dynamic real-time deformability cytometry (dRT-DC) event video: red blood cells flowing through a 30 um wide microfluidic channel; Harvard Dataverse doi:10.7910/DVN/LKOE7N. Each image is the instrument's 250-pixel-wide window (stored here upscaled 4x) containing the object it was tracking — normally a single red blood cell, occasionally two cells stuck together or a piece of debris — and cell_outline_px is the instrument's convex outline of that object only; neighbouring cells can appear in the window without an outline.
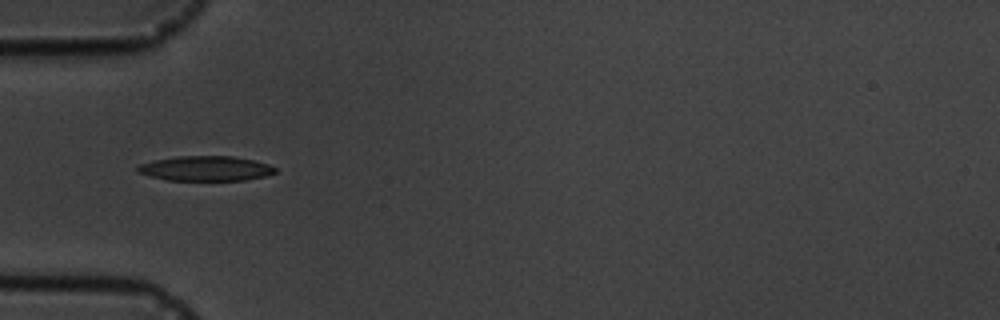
{"species": "common noctule bat (a hibernating species)", "species_latin": "Nyctalus noctula", "temperature_condition": "cold", "stored_images_in_passage": 16, "camera_frame_rate_fps": 3000, "um_per_image_px": 0.085, "animal": {"sex": "male", "body_mass_g": 19.5, "forearm_length_mm": 54.6}, "frame": {"image": 1, "passage_image": 5, "time_ms": 4.667, "image_size_px": [1000, 320], "cell_outline_px": [[276, 172], [264, 176], [244, 180], [168, 180], [148, 176], [136, 172], [136, 168], [140, 164], [156, 160], [176, 156], [232, 156], [252, 160], [268, 164], [276, 168]], "centroid_in_image_um": [17.45, 14.32], "position_along_channel_um": 67.6, "area_um2": 19.83}}
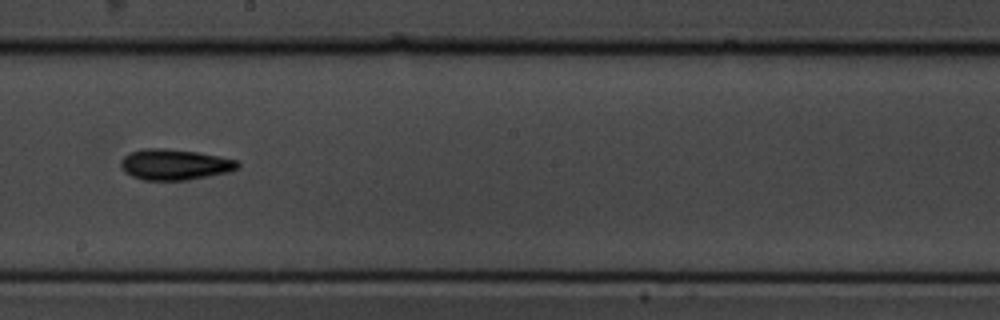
{"frame": {"image": 2, "passage_image": 9, "time_ms": 9.333, "image_size_px": [1000, 320], "cell_outline_px": [[240, 168], [228, 172], [188, 180], [144, 180], [132, 176], [124, 172], [120, 168], [120, 160], [124, 156], [132, 152], [144, 148], [160, 148], [196, 152], [220, 156], [236, 160], [240, 164]], "centroid_in_image_um": [14.84, 13.99], "position_along_channel_um": 233.4, "area_um2": 20.98}}
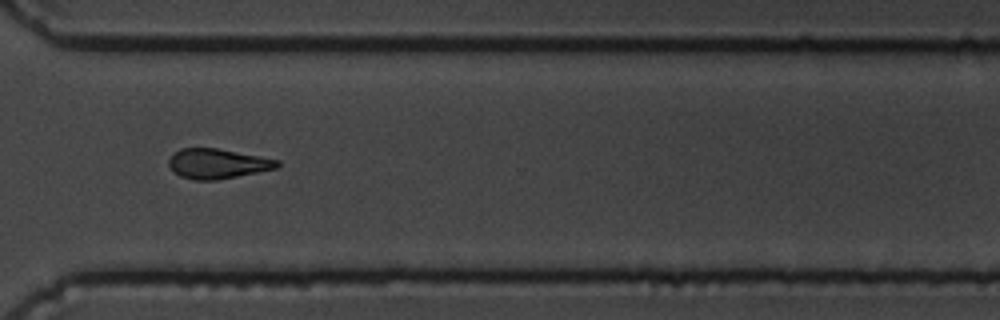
{"frame": {"image": 3, "passage_image": 12, "time_ms": 12.667, "image_size_px": [1000, 320], "cell_outline_px": [[280, 164], [276, 168], [216, 180], [196, 180], [180, 176], [168, 164], [168, 160], [180, 148], [216, 148], [280, 160]], "centroid_in_image_um": [18.48, 13.9], "position_along_channel_um": 352.1, "area_um2": 18.5}, "authors_computed_cell_mechanics": {"area_um2": 19.7387, "velocity_mm_per_s": 3.571, "shape_relaxation_time_tau1_ms": 2.9158, "shape_relaxation_time_tau2_ms": 4.9889, "deformation_change_tau1": 0.0903, "deformation_change_tau2": 0.1315}}